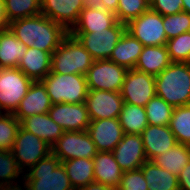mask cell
Wrapping results in <instances>:
<instances>
[{
	"instance_id": "6da1fadb",
	"label": "cell",
	"mask_w": 190,
	"mask_h": 190,
	"mask_svg": "<svg viewBox=\"0 0 190 190\" xmlns=\"http://www.w3.org/2000/svg\"><path fill=\"white\" fill-rule=\"evenodd\" d=\"M9 28L25 46L51 54L69 34L64 26L42 14L12 21Z\"/></svg>"
},
{
	"instance_id": "7a4b0ae2",
	"label": "cell",
	"mask_w": 190,
	"mask_h": 190,
	"mask_svg": "<svg viewBox=\"0 0 190 190\" xmlns=\"http://www.w3.org/2000/svg\"><path fill=\"white\" fill-rule=\"evenodd\" d=\"M155 89L173 108L190 105V63L172 62L155 76Z\"/></svg>"
},
{
	"instance_id": "3957f363",
	"label": "cell",
	"mask_w": 190,
	"mask_h": 190,
	"mask_svg": "<svg viewBox=\"0 0 190 190\" xmlns=\"http://www.w3.org/2000/svg\"><path fill=\"white\" fill-rule=\"evenodd\" d=\"M26 172L21 190H74L63 163L52 153Z\"/></svg>"
},
{
	"instance_id": "277c9868",
	"label": "cell",
	"mask_w": 190,
	"mask_h": 190,
	"mask_svg": "<svg viewBox=\"0 0 190 190\" xmlns=\"http://www.w3.org/2000/svg\"><path fill=\"white\" fill-rule=\"evenodd\" d=\"M93 62L91 54L69 33L51 55V72L86 75Z\"/></svg>"
},
{
	"instance_id": "5b68a950",
	"label": "cell",
	"mask_w": 190,
	"mask_h": 190,
	"mask_svg": "<svg viewBox=\"0 0 190 190\" xmlns=\"http://www.w3.org/2000/svg\"><path fill=\"white\" fill-rule=\"evenodd\" d=\"M41 82L44 84L52 104L85 103L88 86L86 75L58 74L49 72Z\"/></svg>"
},
{
	"instance_id": "8992f818",
	"label": "cell",
	"mask_w": 190,
	"mask_h": 190,
	"mask_svg": "<svg viewBox=\"0 0 190 190\" xmlns=\"http://www.w3.org/2000/svg\"><path fill=\"white\" fill-rule=\"evenodd\" d=\"M32 83L18 68L0 69V113H14Z\"/></svg>"
},
{
	"instance_id": "52a82bcc",
	"label": "cell",
	"mask_w": 190,
	"mask_h": 190,
	"mask_svg": "<svg viewBox=\"0 0 190 190\" xmlns=\"http://www.w3.org/2000/svg\"><path fill=\"white\" fill-rule=\"evenodd\" d=\"M126 31V24L117 21L111 28L92 33H70L91 54L94 61L110 59L111 53Z\"/></svg>"
},
{
	"instance_id": "ba28073f",
	"label": "cell",
	"mask_w": 190,
	"mask_h": 190,
	"mask_svg": "<svg viewBox=\"0 0 190 190\" xmlns=\"http://www.w3.org/2000/svg\"><path fill=\"white\" fill-rule=\"evenodd\" d=\"M11 152L18 167L25 173L24 170H29L51 153V146L20 126Z\"/></svg>"
},
{
	"instance_id": "9c48e42d",
	"label": "cell",
	"mask_w": 190,
	"mask_h": 190,
	"mask_svg": "<svg viewBox=\"0 0 190 190\" xmlns=\"http://www.w3.org/2000/svg\"><path fill=\"white\" fill-rule=\"evenodd\" d=\"M97 152L87 130L64 131L51 147V153L57 156L61 162L77 158L93 159Z\"/></svg>"
},
{
	"instance_id": "30bf717a",
	"label": "cell",
	"mask_w": 190,
	"mask_h": 190,
	"mask_svg": "<svg viewBox=\"0 0 190 190\" xmlns=\"http://www.w3.org/2000/svg\"><path fill=\"white\" fill-rule=\"evenodd\" d=\"M163 16L149 9L126 24V31L139 40L143 46L167 44Z\"/></svg>"
},
{
	"instance_id": "8fae6325",
	"label": "cell",
	"mask_w": 190,
	"mask_h": 190,
	"mask_svg": "<svg viewBox=\"0 0 190 190\" xmlns=\"http://www.w3.org/2000/svg\"><path fill=\"white\" fill-rule=\"evenodd\" d=\"M127 72L109 59L94 61L86 74L88 90L120 92Z\"/></svg>"
},
{
	"instance_id": "7c38bea8",
	"label": "cell",
	"mask_w": 190,
	"mask_h": 190,
	"mask_svg": "<svg viewBox=\"0 0 190 190\" xmlns=\"http://www.w3.org/2000/svg\"><path fill=\"white\" fill-rule=\"evenodd\" d=\"M120 93L124 103L144 107L156 95L155 76L130 69L125 76Z\"/></svg>"
},
{
	"instance_id": "4fadbf2b",
	"label": "cell",
	"mask_w": 190,
	"mask_h": 190,
	"mask_svg": "<svg viewBox=\"0 0 190 190\" xmlns=\"http://www.w3.org/2000/svg\"><path fill=\"white\" fill-rule=\"evenodd\" d=\"M86 107L90 120L119 118L124 105L120 92L88 90Z\"/></svg>"
},
{
	"instance_id": "5bb4252c",
	"label": "cell",
	"mask_w": 190,
	"mask_h": 190,
	"mask_svg": "<svg viewBox=\"0 0 190 190\" xmlns=\"http://www.w3.org/2000/svg\"><path fill=\"white\" fill-rule=\"evenodd\" d=\"M48 114L64 131H85L90 124L86 103L52 104Z\"/></svg>"
},
{
	"instance_id": "9a60e30c",
	"label": "cell",
	"mask_w": 190,
	"mask_h": 190,
	"mask_svg": "<svg viewBox=\"0 0 190 190\" xmlns=\"http://www.w3.org/2000/svg\"><path fill=\"white\" fill-rule=\"evenodd\" d=\"M112 152L123 172L140 169L147 161L141 135L124 133Z\"/></svg>"
},
{
	"instance_id": "2e32d148",
	"label": "cell",
	"mask_w": 190,
	"mask_h": 190,
	"mask_svg": "<svg viewBox=\"0 0 190 190\" xmlns=\"http://www.w3.org/2000/svg\"><path fill=\"white\" fill-rule=\"evenodd\" d=\"M97 151L112 152L124 135L119 118L90 120L87 129Z\"/></svg>"
},
{
	"instance_id": "e0dca14e",
	"label": "cell",
	"mask_w": 190,
	"mask_h": 190,
	"mask_svg": "<svg viewBox=\"0 0 190 190\" xmlns=\"http://www.w3.org/2000/svg\"><path fill=\"white\" fill-rule=\"evenodd\" d=\"M85 7L84 0H41V14L70 31Z\"/></svg>"
},
{
	"instance_id": "ac0fdd59",
	"label": "cell",
	"mask_w": 190,
	"mask_h": 190,
	"mask_svg": "<svg viewBox=\"0 0 190 190\" xmlns=\"http://www.w3.org/2000/svg\"><path fill=\"white\" fill-rule=\"evenodd\" d=\"M51 107L52 102L44 84L41 81H33L13 115L21 122L35 114H46Z\"/></svg>"
},
{
	"instance_id": "d6986e66",
	"label": "cell",
	"mask_w": 190,
	"mask_h": 190,
	"mask_svg": "<svg viewBox=\"0 0 190 190\" xmlns=\"http://www.w3.org/2000/svg\"><path fill=\"white\" fill-rule=\"evenodd\" d=\"M147 160L172 149L178 142L169 126L148 125L140 134Z\"/></svg>"
},
{
	"instance_id": "ffe728a7",
	"label": "cell",
	"mask_w": 190,
	"mask_h": 190,
	"mask_svg": "<svg viewBox=\"0 0 190 190\" xmlns=\"http://www.w3.org/2000/svg\"><path fill=\"white\" fill-rule=\"evenodd\" d=\"M116 22V16L111 11L105 8L85 6L69 33H92L111 28Z\"/></svg>"
},
{
	"instance_id": "44dd1931",
	"label": "cell",
	"mask_w": 190,
	"mask_h": 190,
	"mask_svg": "<svg viewBox=\"0 0 190 190\" xmlns=\"http://www.w3.org/2000/svg\"><path fill=\"white\" fill-rule=\"evenodd\" d=\"M93 160L94 182L116 190L122 179L123 171L116 162L113 152L98 151Z\"/></svg>"
},
{
	"instance_id": "7402d4cb",
	"label": "cell",
	"mask_w": 190,
	"mask_h": 190,
	"mask_svg": "<svg viewBox=\"0 0 190 190\" xmlns=\"http://www.w3.org/2000/svg\"><path fill=\"white\" fill-rule=\"evenodd\" d=\"M51 55L49 52L27 47L17 68L33 81H41L51 71Z\"/></svg>"
},
{
	"instance_id": "603a6c76",
	"label": "cell",
	"mask_w": 190,
	"mask_h": 190,
	"mask_svg": "<svg viewBox=\"0 0 190 190\" xmlns=\"http://www.w3.org/2000/svg\"><path fill=\"white\" fill-rule=\"evenodd\" d=\"M20 126L44 140L51 147L63 135L64 130L46 114H35L24 118Z\"/></svg>"
},
{
	"instance_id": "cb8c5ba5",
	"label": "cell",
	"mask_w": 190,
	"mask_h": 190,
	"mask_svg": "<svg viewBox=\"0 0 190 190\" xmlns=\"http://www.w3.org/2000/svg\"><path fill=\"white\" fill-rule=\"evenodd\" d=\"M171 63L166 45L143 46L134 69L157 76Z\"/></svg>"
},
{
	"instance_id": "d4e9b609",
	"label": "cell",
	"mask_w": 190,
	"mask_h": 190,
	"mask_svg": "<svg viewBox=\"0 0 190 190\" xmlns=\"http://www.w3.org/2000/svg\"><path fill=\"white\" fill-rule=\"evenodd\" d=\"M142 49L143 44L125 31L114 47L109 60L128 70L134 69Z\"/></svg>"
},
{
	"instance_id": "484cf974",
	"label": "cell",
	"mask_w": 190,
	"mask_h": 190,
	"mask_svg": "<svg viewBox=\"0 0 190 190\" xmlns=\"http://www.w3.org/2000/svg\"><path fill=\"white\" fill-rule=\"evenodd\" d=\"M27 46L21 43L8 28L0 33V69L17 68Z\"/></svg>"
},
{
	"instance_id": "4316f807",
	"label": "cell",
	"mask_w": 190,
	"mask_h": 190,
	"mask_svg": "<svg viewBox=\"0 0 190 190\" xmlns=\"http://www.w3.org/2000/svg\"><path fill=\"white\" fill-rule=\"evenodd\" d=\"M148 190H179L178 178L174 174L147 160L141 167Z\"/></svg>"
},
{
	"instance_id": "83f0119b",
	"label": "cell",
	"mask_w": 190,
	"mask_h": 190,
	"mask_svg": "<svg viewBox=\"0 0 190 190\" xmlns=\"http://www.w3.org/2000/svg\"><path fill=\"white\" fill-rule=\"evenodd\" d=\"M74 190L94 182V160L77 158L62 162Z\"/></svg>"
},
{
	"instance_id": "f1b7e54d",
	"label": "cell",
	"mask_w": 190,
	"mask_h": 190,
	"mask_svg": "<svg viewBox=\"0 0 190 190\" xmlns=\"http://www.w3.org/2000/svg\"><path fill=\"white\" fill-rule=\"evenodd\" d=\"M152 161L157 166L178 176L181 170L190 161V146L177 143L172 149L158 155Z\"/></svg>"
},
{
	"instance_id": "f546056e",
	"label": "cell",
	"mask_w": 190,
	"mask_h": 190,
	"mask_svg": "<svg viewBox=\"0 0 190 190\" xmlns=\"http://www.w3.org/2000/svg\"><path fill=\"white\" fill-rule=\"evenodd\" d=\"M23 174L13 153L0 150V190H21L22 186L16 180L19 177L23 180Z\"/></svg>"
},
{
	"instance_id": "4dcf8cb0",
	"label": "cell",
	"mask_w": 190,
	"mask_h": 190,
	"mask_svg": "<svg viewBox=\"0 0 190 190\" xmlns=\"http://www.w3.org/2000/svg\"><path fill=\"white\" fill-rule=\"evenodd\" d=\"M119 122L124 133L140 135L148 126L145 108L124 103L119 115Z\"/></svg>"
},
{
	"instance_id": "1f68e13d",
	"label": "cell",
	"mask_w": 190,
	"mask_h": 190,
	"mask_svg": "<svg viewBox=\"0 0 190 190\" xmlns=\"http://www.w3.org/2000/svg\"><path fill=\"white\" fill-rule=\"evenodd\" d=\"M169 128L178 143L190 146V105L174 108Z\"/></svg>"
},
{
	"instance_id": "d6a6232c",
	"label": "cell",
	"mask_w": 190,
	"mask_h": 190,
	"mask_svg": "<svg viewBox=\"0 0 190 190\" xmlns=\"http://www.w3.org/2000/svg\"><path fill=\"white\" fill-rule=\"evenodd\" d=\"M148 125L169 126L174 108L164 99L155 95L144 106Z\"/></svg>"
},
{
	"instance_id": "836d02e7",
	"label": "cell",
	"mask_w": 190,
	"mask_h": 190,
	"mask_svg": "<svg viewBox=\"0 0 190 190\" xmlns=\"http://www.w3.org/2000/svg\"><path fill=\"white\" fill-rule=\"evenodd\" d=\"M7 21L41 14V0H4Z\"/></svg>"
},
{
	"instance_id": "e575fe53",
	"label": "cell",
	"mask_w": 190,
	"mask_h": 190,
	"mask_svg": "<svg viewBox=\"0 0 190 190\" xmlns=\"http://www.w3.org/2000/svg\"><path fill=\"white\" fill-rule=\"evenodd\" d=\"M19 127L13 113H0V150L12 151Z\"/></svg>"
},
{
	"instance_id": "d590c367",
	"label": "cell",
	"mask_w": 190,
	"mask_h": 190,
	"mask_svg": "<svg viewBox=\"0 0 190 190\" xmlns=\"http://www.w3.org/2000/svg\"><path fill=\"white\" fill-rule=\"evenodd\" d=\"M150 9L149 0H118L117 21L127 24Z\"/></svg>"
},
{
	"instance_id": "8d00e7d4",
	"label": "cell",
	"mask_w": 190,
	"mask_h": 190,
	"mask_svg": "<svg viewBox=\"0 0 190 190\" xmlns=\"http://www.w3.org/2000/svg\"><path fill=\"white\" fill-rule=\"evenodd\" d=\"M166 47L172 62L190 63V31L167 40Z\"/></svg>"
},
{
	"instance_id": "74e56055",
	"label": "cell",
	"mask_w": 190,
	"mask_h": 190,
	"mask_svg": "<svg viewBox=\"0 0 190 190\" xmlns=\"http://www.w3.org/2000/svg\"><path fill=\"white\" fill-rule=\"evenodd\" d=\"M164 30L167 40L190 31V14L182 11L177 14L163 16Z\"/></svg>"
},
{
	"instance_id": "f35d334b",
	"label": "cell",
	"mask_w": 190,
	"mask_h": 190,
	"mask_svg": "<svg viewBox=\"0 0 190 190\" xmlns=\"http://www.w3.org/2000/svg\"><path fill=\"white\" fill-rule=\"evenodd\" d=\"M116 190H148V184L142 170L123 172L122 179Z\"/></svg>"
},
{
	"instance_id": "ab89813d",
	"label": "cell",
	"mask_w": 190,
	"mask_h": 190,
	"mask_svg": "<svg viewBox=\"0 0 190 190\" xmlns=\"http://www.w3.org/2000/svg\"><path fill=\"white\" fill-rule=\"evenodd\" d=\"M150 9L162 16L173 15L183 11V0H149Z\"/></svg>"
},
{
	"instance_id": "60d3db41",
	"label": "cell",
	"mask_w": 190,
	"mask_h": 190,
	"mask_svg": "<svg viewBox=\"0 0 190 190\" xmlns=\"http://www.w3.org/2000/svg\"><path fill=\"white\" fill-rule=\"evenodd\" d=\"M179 190H190V161L177 176Z\"/></svg>"
},
{
	"instance_id": "b9f144b4",
	"label": "cell",
	"mask_w": 190,
	"mask_h": 190,
	"mask_svg": "<svg viewBox=\"0 0 190 190\" xmlns=\"http://www.w3.org/2000/svg\"><path fill=\"white\" fill-rule=\"evenodd\" d=\"M9 28V22L5 15V1L0 0V33Z\"/></svg>"
},
{
	"instance_id": "7bdbcfd3",
	"label": "cell",
	"mask_w": 190,
	"mask_h": 190,
	"mask_svg": "<svg viewBox=\"0 0 190 190\" xmlns=\"http://www.w3.org/2000/svg\"><path fill=\"white\" fill-rule=\"evenodd\" d=\"M76 190H114V189L110 188L108 186H105L101 183L92 182V183H89L86 186L80 187Z\"/></svg>"
},
{
	"instance_id": "ee69618b",
	"label": "cell",
	"mask_w": 190,
	"mask_h": 190,
	"mask_svg": "<svg viewBox=\"0 0 190 190\" xmlns=\"http://www.w3.org/2000/svg\"><path fill=\"white\" fill-rule=\"evenodd\" d=\"M102 1V8L111 11L112 13L116 14L118 9V0H101Z\"/></svg>"
},
{
	"instance_id": "f6af8a7d",
	"label": "cell",
	"mask_w": 190,
	"mask_h": 190,
	"mask_svg": "<svg viewBox=\"0 0 190 190\" xmlns=\"http://www.w3.org/2000/svg\"><path fill=\"white\" fill-rule=\"evenodd\" d=\"M84 4L86 7L102 8V1L101 0H84Z\"/></svg>"
},
{
	"instance_id": "bcb514c9",
	"label": "cell",
	"mask_w": 190,
	"mask_h": 190,
	"mask_svg": "<svg viewBox=\"0 0 190 190\" xmlns=\"http://www.w3.org/2000/svg\"><path fill=\"white\" fill-rule=\"evenodd\" d=\"M183 11L190 14V0H183Z\"/></svg>"
}]
</instances>
